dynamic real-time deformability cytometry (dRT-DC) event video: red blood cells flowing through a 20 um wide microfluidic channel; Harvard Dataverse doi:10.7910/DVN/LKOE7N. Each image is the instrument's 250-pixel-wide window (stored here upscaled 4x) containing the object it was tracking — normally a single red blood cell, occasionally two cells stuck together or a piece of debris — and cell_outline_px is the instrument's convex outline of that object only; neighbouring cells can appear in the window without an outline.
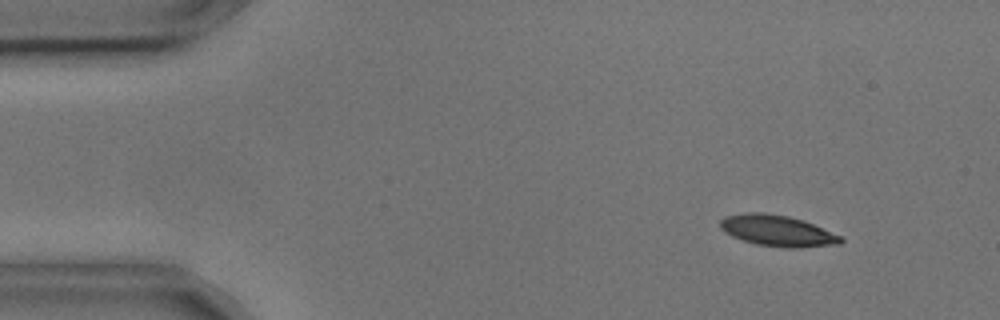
{"species": "common noctule bat (a hibernating species)", "species_latin": "Nyctalus noctula", "temperature_condition": "cold", "stored_images_in_passage": 10, "camera_frame_rate_fps": 3000, "um_per_image_px": 0.085, "animal": {"sex": "male", "body_mass_g": 17.9, "forearm_length_mm": 54.2}, "frame": {"image": 1, "passage_image": 6, "time_ms": 1.667, "image_size_px": [1000, 320], "cell_outline_px": [[844, 240], [840, 244], [792, 248], [784, 248], [756, 244], [732, 236], [724, 232], [720, 228], [720, 220], [724, 216], [744, 212], [764, 212], [788, 216], [804, 220], [840, 236]], "centroid_in_image_um": [66.04, 19.6], "position_along_channel_um": 19.0, "area_um2": 21.85}}